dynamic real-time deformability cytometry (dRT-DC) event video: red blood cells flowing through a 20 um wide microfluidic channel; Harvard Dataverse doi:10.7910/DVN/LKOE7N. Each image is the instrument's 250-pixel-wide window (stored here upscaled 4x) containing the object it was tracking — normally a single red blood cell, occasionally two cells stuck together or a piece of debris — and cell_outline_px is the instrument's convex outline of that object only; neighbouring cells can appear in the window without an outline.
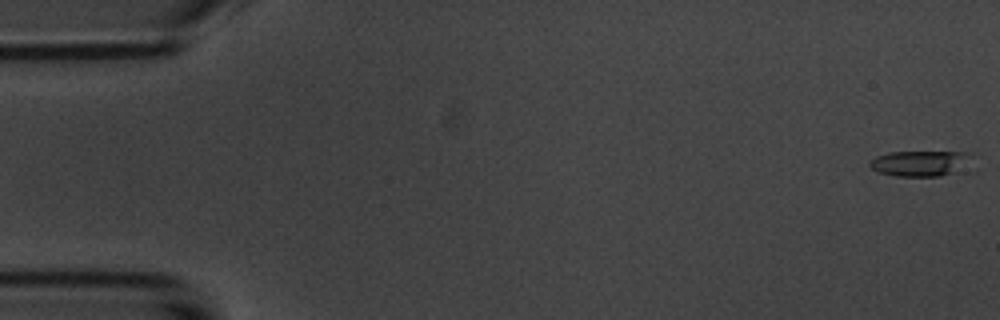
{"species": "common noctule bat (a hibernating species)", "species_latin": "Nyctalus noctula", "temperature_condition": "room temperature", "stored_images_in_passage": 45, "camera_frame_rate_fps": 3000, "um_per_image_px": 0.085, "animal": {"sex": "male", "body_mass_g": 20.1, "forearm_length_mm": 53.5}, "frame": {"image": 1, "passage_image": 1, "time_ms": 0.0, "image_size_px": [1000, 320], "cell_outline_px": [[976, 172], [940, 176], [896, 176], [880, 172], [872, 168], [868, 164], [868, 160], [876, 156], [888, 152], [972, 152], [976, 168]], "centroid_in_image_um": [78.53, 13.91], "position_along_channel_um": 6.5, "area_um2": 16.59}}
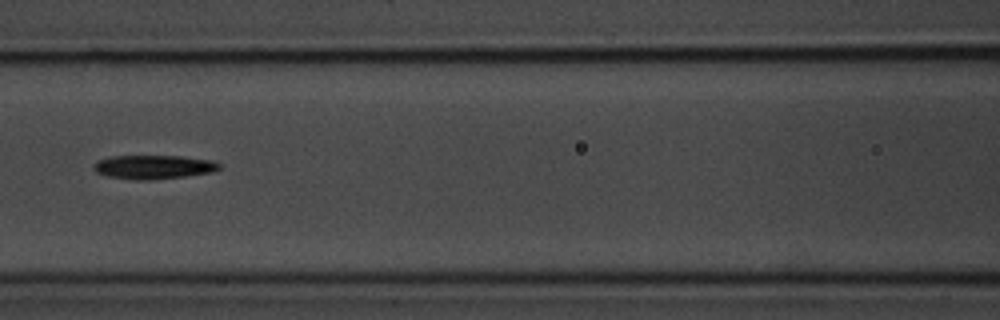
{"frame": {"image": 2, "passage_image": 24, "time_ms": 7.667, "image_size_px": [1000, 320], "cell_outline_px": [[220, 168], [212, 172], [184, 176], [152, 180], [136, 180], [108, 176], [96, 172], [92, 168], [92, 164], [96, 160], [112, 156], [180, 156], [212, 160], [220, 164]], "centroid_in_image_um": [13.01, 14.19], "position_along_channel_um": 153.6, "area_um2": 17.51}}
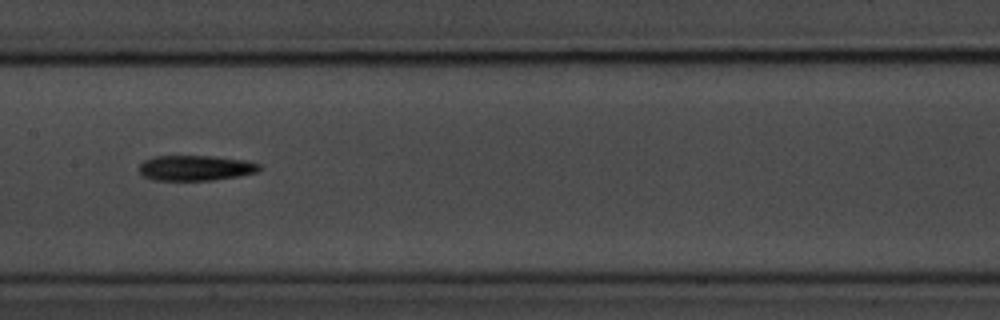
{"frame": {"image": 3, "passage_image": 27, "time_ms": 8.667, "image_size_px": [1000, 320], "cell_outline_px": [[264, 168], [256, 172], [240, 176], [212, 180], [152, 180], [144, 176], [136, 168], [144, 160], [156, 156], [212, 156], [248, 160], [260, 164]], "centroid_in_image_um": [16.65, 14.27], "position_along_channel_um": 190.8, "area_um2": 17.98}}